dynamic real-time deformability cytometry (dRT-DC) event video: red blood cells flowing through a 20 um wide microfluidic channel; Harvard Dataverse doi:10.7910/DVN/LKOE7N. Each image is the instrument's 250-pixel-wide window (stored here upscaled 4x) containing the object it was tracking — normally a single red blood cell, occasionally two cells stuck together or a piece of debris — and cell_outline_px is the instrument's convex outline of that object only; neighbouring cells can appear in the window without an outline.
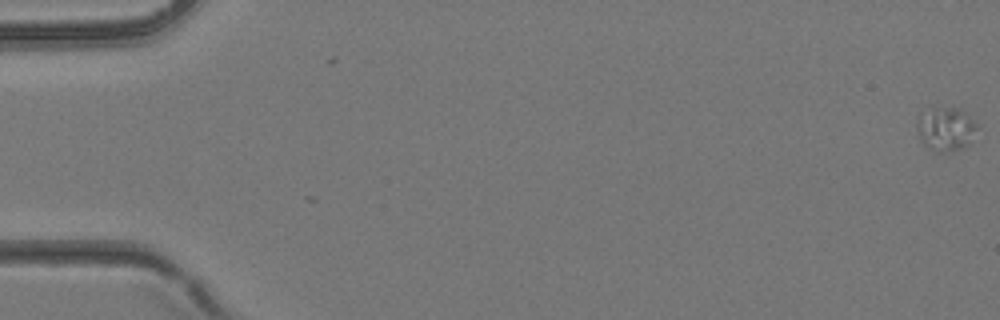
{"species": "common noctule bat (a hibernating species)", "species_latin": "Nyctalus noctula", "temperature_condition": "room temperature", "stored_images_in_passage": 5, "camera_frame_rate_fps": 3000, "um_per_image_px": 0.085, "animal": {"sex": "female", "body_mass_g": 24.6, "forearm_length_mm": 56.2}, "frame": {"image": 1, "passage_image": 1, "time_ms": 0.0, "image_size_px": [1000, 320], "cell_outline_px": [[976, 128], [968, 144], [960, 148], [948, 152], [936, 152], [924, 144], [920, 140], [916, 128], [920, 120], [944, 108], [956, 108], [964, 112], [976, 124]], "centroid_in_image_um": [80.43, 11.06], "position_along_channel_um": 4.6, "area_um2": 13.99}}